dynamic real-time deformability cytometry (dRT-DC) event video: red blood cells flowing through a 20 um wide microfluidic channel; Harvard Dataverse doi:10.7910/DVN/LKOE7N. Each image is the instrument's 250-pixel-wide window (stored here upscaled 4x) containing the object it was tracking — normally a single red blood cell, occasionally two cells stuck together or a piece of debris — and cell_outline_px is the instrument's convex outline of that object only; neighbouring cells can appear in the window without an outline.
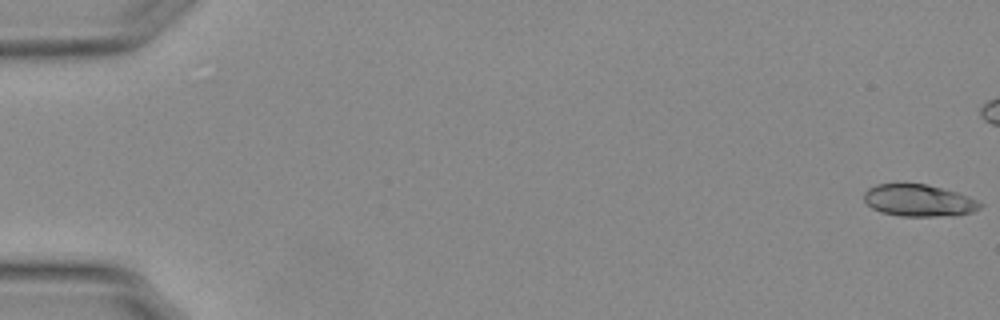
{"species": "Egyptian fruit bat (a non-hibernating species)", "species_latin": "Rousettus aegyptiacus", "temperature_condition": "warm", "stored_images_in_passage": 17, "camera_frame_rate_fps": 3000, "um_per_image_px": 0.085, "animal": {"sex": "female"}, "frame": {"image": 1, "passage_image": 1, "time_ms": 0.0, "image_size_px": [1000, 320], "cell_outline_px": [[984, 204], [980, 208], [972, 212], [956, 216], [900, 216], [880, 212], [872, 208], [864, 200], [864, 192], [868, 188], [876, 184], [924, 184], [956, 192], [968, 196]], "centroid_in_image_um": [78.1, 17.05], "position_along_channel_um": 6.9, "area_um2": 21.62}}